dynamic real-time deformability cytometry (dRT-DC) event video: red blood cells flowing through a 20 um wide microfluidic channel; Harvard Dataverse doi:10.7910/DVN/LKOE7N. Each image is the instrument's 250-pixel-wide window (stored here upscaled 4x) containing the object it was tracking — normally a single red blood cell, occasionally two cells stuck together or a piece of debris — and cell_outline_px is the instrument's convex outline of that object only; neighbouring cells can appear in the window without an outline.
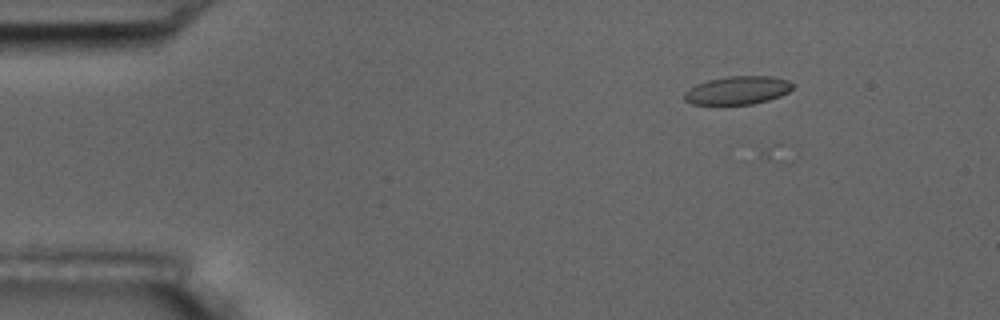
{"species": "common noctule bat (a hibernating species)", "species_latin": "Nyctalus noctula", "temperature_condition": "room temperature", "stored_images_in_passage": 4, "camera_frame_rate_fps": 3000, "um_per_image_px": 0.085, "animal": {"sex": "male", "body_mass_g": 17.5, "forearm_length_mm": 52.3}, "frame": {"image": 1, "passage_image": 2, "time_ms": 1.333, "image_size_px": [1000, 320], "cell_outline_px": [[792, 88], [788, 92], [780, 96], [768, 100], [752, 104], [692, 104], [684, 100], [684, 92], [688, 88], [696, 84], [708, 80], [728, 76], [772, 76], [788, 80], [792, 84]], "centroid_in_image_um": [62.67, 7.67], "position_along_channel_um": 22.3, "area_um2": 17.8}}
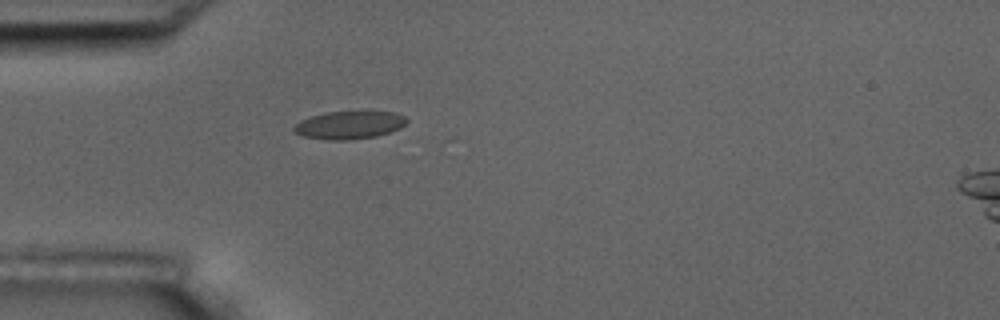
{"frame": {"image": 2, "passage_image": 4, "time_ms": 4.333, "image_size_px": [1000, 320], "cell_outline_px": [[408, 120], [400, 128], [376, 136], [352, 140], [328, 140], [304, 136], [296, 132], [292, 128], [300, 120], [312, 116], [328, 112], [392, 112], [404, 116]], "centroid_in_image_um": [29.68, 10.64], "position_along_channel_um": 55.3, "area_um2": 18.03}}